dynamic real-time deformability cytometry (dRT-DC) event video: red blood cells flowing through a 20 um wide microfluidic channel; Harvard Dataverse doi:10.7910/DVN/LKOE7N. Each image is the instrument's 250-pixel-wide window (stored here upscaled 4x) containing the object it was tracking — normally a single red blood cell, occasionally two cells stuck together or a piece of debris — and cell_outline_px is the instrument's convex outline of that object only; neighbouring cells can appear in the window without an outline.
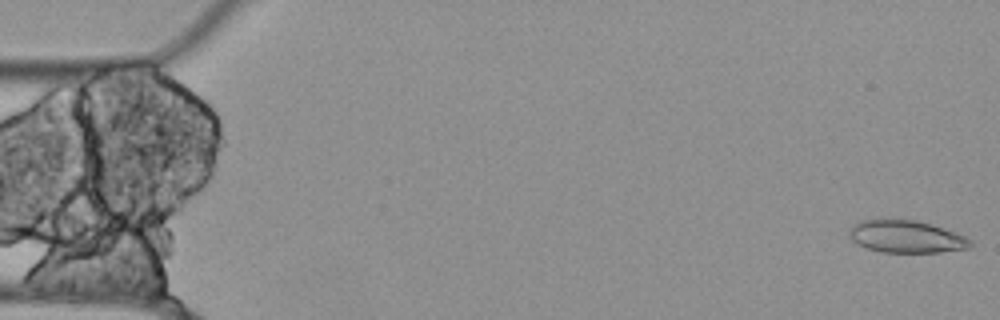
{"species": "Egyptian fruit bat (a non-hibernating species)", "species_latin": "Rousettus aegyptiacus", "temperature_condition": "cold", "stored_images_in_passage": 55, "camera_frame_rate_fps": 3000, "um_per_image_px": 0.085, "animal": {"sex": "female"}, "frame": {"image": 1, "passage_image": 1, "time_ms": 0.0, "image_size_px": [1000, 320], "cell_outline_px": [[972, 244], [968, 248], [940, 252], [880, 252], [856, 244], [848, 236], [848, 232], [852, 224], [864, 220], [916, 220], [944, 228], [956, 232], [972, 240]], "centroid_in_image_um": [77.01, 20.12], "position_along_channel_um": 8.0, "area_um2": 22.77}}
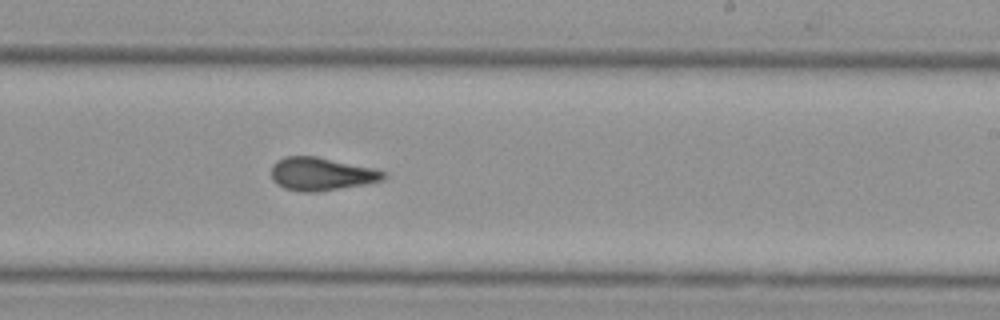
{"frame": {"image": 2, "passage_image": 33, "time_ms": 10.667, "image_size_px": [1000, 320], "cell_outline_px": [[388, 176], [384, 180], [364, 184], [316, 192], [304, 192], [284, 188], [276, 184], [272, 180], [272, 164], [276, 160], [284, 156], [316, 156], [372, 168], [384, 172]], "centroid_in_image_um": [27.28, 14.78], "position_along_channel_um": 261.7, "area_um2": 21.56}}
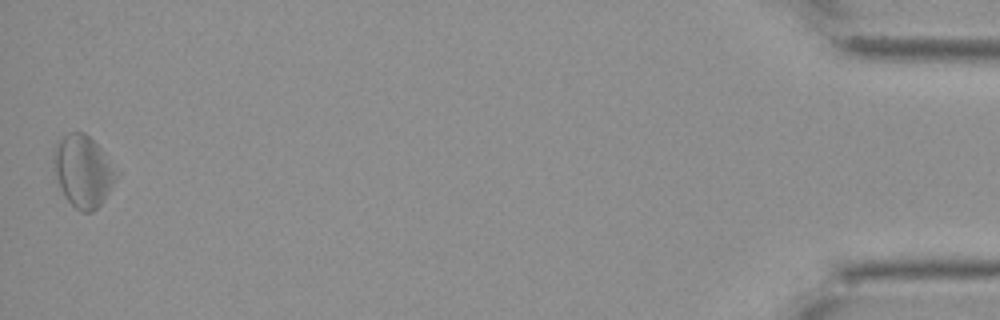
{"frame": {"image": 3, "passage_image": 55, "time_ms": 18.0, "image_size_px": [1000, 320], "cell_outline_px": [[120, 172], [108, 192], [100, 204], [92, 212], [80, 212], [64, 196], [56, 176], [52, 160], [52, 152], [56, 140], [68, 132], [84, 132], [100, 148]], "centroid_in_image_um": [7.03, 14.51], "position_along_channel_um": 428.2, "area_um2": 26.24}, "authors_computed_cell_mechanics": {"area_um2": 22.6576, "velocity_mm_per_s": 3.5234, "shape_relaxation_time_tau1_ms": null, "shape_relaxation_time_tau2_ms": 3.3102, "deformation_change_tau1": null, "deformation_change_tau2": 0.1267}}